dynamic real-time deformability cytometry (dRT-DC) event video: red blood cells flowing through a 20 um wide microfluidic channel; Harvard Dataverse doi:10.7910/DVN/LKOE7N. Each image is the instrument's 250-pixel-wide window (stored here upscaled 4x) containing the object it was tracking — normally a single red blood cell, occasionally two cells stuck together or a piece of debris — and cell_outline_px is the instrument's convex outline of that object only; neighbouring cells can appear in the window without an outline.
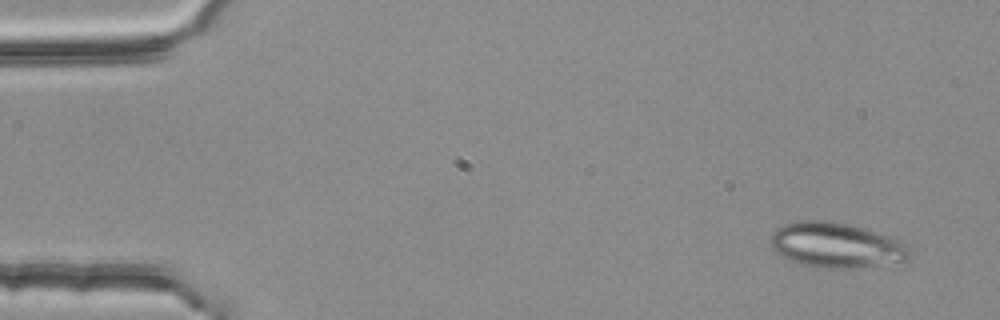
{"species": "common noctule bat (a hibernating species)", "species_latin": "Nyctalus noctula", "temperature_condition": "room temperature", "stored_images_in_passage": 5, "camera_frame_rate_fps": 3000, "um_per_image_px": 0.085, "animal": {"sex": "female", "body_mass_g": 25.1}, "frame": {"image": 1, "passage_image": 1, "time_ms": 0.0, "image_size_px": [1000, 320], "cell_outline_px": [[912, 248], [908, 260], [848, 268], [840, 268], [804, 264], [792, 260], [784, 256], [772, 248], [772, 232], [776, 228], [784, 224], [800, 220], [828, 220], [852, 224], [888, 236], [908, 244]], "centroid_in_image_um": [71.11, 20.79], "position_along_channel_um": 13.9, "area_um2": 35.95}}